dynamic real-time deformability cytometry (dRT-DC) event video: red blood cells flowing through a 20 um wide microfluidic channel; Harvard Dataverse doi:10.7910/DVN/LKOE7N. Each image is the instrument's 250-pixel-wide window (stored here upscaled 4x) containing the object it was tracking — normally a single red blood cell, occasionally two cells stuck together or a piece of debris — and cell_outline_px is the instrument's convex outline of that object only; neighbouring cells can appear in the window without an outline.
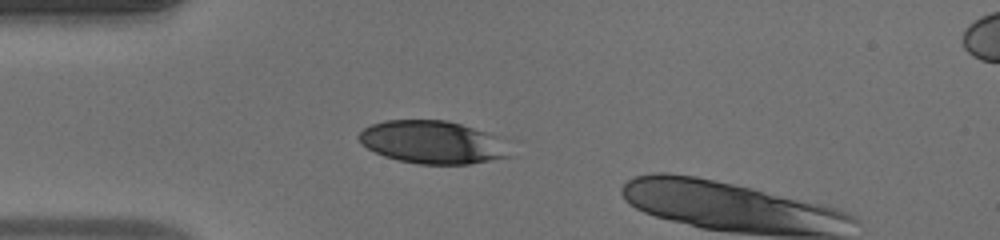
{"species": "human", "species_latin": "Homo sapiens", "temperature_condition": "warm", "stored_images_in_passage": 3, "camera_frame_rate_fps": 3000, "um_per_image_px": 0.085, "donor": {"sex": "male"}, "frame": {"image": 1, "passage_image": 1, "time_ms": 0.0, "image_size_px": [1000, 240], "cell_outline_px": [[512, 156], [468, 164], [420, 164], [400, 160], [384, 156], [368, 148], [356, 136], [364, 128], [372, 124], [384, 120], [448, 120], [496, 136]], "centroid_in_image_um": [36.71, 12.08], "position_along_channel_um": 48.3, "area_um2": 37.05}}